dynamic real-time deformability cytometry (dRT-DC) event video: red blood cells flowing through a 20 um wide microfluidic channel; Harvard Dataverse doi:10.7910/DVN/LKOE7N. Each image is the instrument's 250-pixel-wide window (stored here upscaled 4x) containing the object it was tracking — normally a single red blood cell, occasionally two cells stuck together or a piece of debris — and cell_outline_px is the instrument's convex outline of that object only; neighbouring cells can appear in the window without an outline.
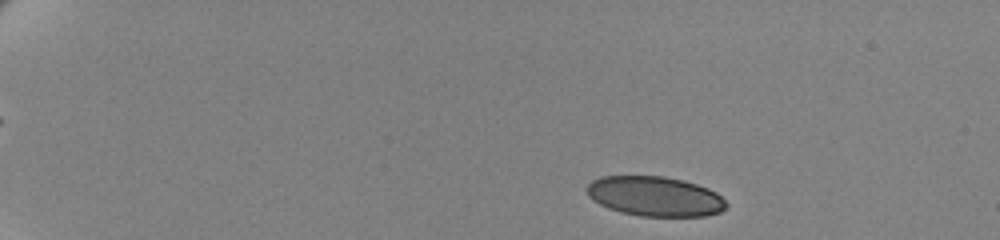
{"species": "human", "species_latin": "Homo sapiens", "temperature_condition": "cold", "stored_images_in_passage": 51, "camera_frame_rate_fps": 3000, "um_per_image_px": 0.085, "donor": {"sex": "female"}, "frame": {"image": 1, "passage_image": 1, "time_ms": 0.0, "image_size_px": [1000, 240], "cell_outline_px": [[728, 204], [720, 212], [704, 216], [640, 216], [620, 212], [608, 208], [592, 200], [588, 196], [588, 184], [592, 180], [600, 176], [664, 176], [684, 180], [708, 188], [716, 192]], "centroid_in_image_um": [55.66, 16.68], "position_along_channel_um": 29.3, "area_um2": 32.37}}
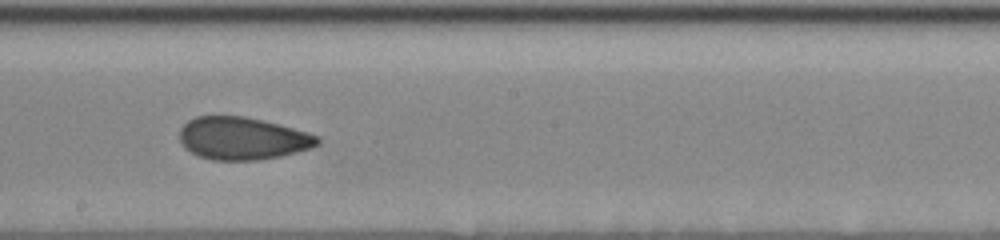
{"frame": {"image": 2, "passage_image": 28, "time_ms": 9.0, "image_size_px": [1000, 240], "cell_outline_px": [[320, 144], [312, 148], [280, 156], [260, 160], [212, 160], [200, 156], [184, 148], [180, 144], [180, 128], [188, 120], [196, 116], [244, 116], [308, 132], [320, 136]], "centroid_in_image_um": [20.61, 11.77], "position_along_channel_um": 227.6, "area_um2": 34.22}}
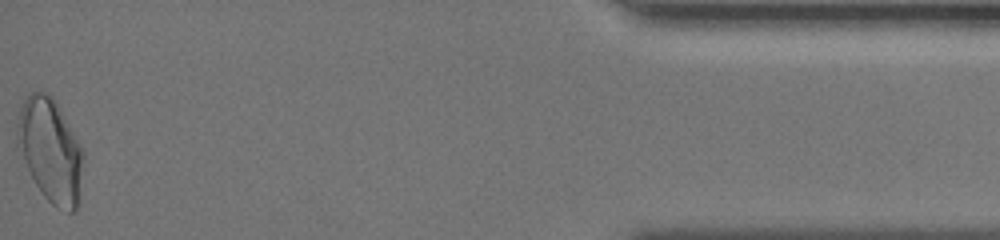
{"frame": {"image": 3, "passage_image": 51, "time_ms": 16.667, "image_size_px": [1000, 240], "cell_outline_px": [[84, 160], [80, 204], [76, 212], [68, 212], [56, 208], [44, 196], [36, 184], [16, 144], [16, 124], [20, 108], [24, 100], [32, 92], [48, 92], [56, 100], [84, 152]], "centroid_in_image_um": [4.32, 12.81], "position_along_channel_um": 430.9, "area_um2": 40.34}, "authors_computed_cell_mechanics": {"area_um2": 34.8534, "velocity_mm_per_s": 3.4661, "shape_relaxation_time_tau1_ms": 9.5242, "shape_relaxation_time_tau2_ms": 1.7696, "deformation_change_tau1": 0.1953, "deformation_change_tau2": 0.0735}}